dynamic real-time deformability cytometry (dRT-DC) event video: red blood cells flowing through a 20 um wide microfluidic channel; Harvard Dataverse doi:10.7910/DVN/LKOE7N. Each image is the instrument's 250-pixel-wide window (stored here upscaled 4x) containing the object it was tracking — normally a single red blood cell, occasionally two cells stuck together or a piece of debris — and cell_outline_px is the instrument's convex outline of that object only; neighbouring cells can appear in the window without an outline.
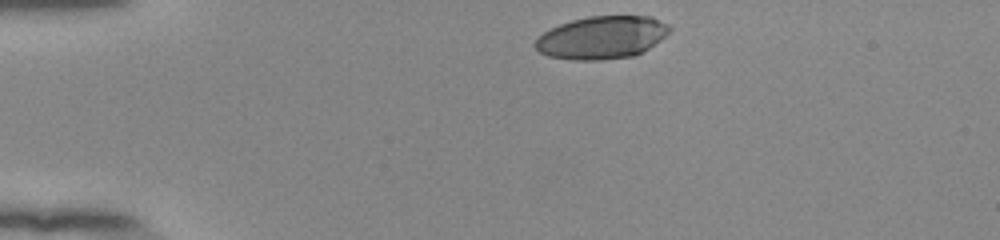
{"species": "human", "species_latin": "Homo sapiens", "temperature_condition": "room temperature", "stored_images_in_passage": 35, "camera_frame_rate_fps": 3000, "um_per_image_px": 0.085, "donor": {"sex": "female"}, "frame": {"image": 1, "passage_image": 1, "time_ms": 0.0, "image_size_px": [1000, 240], "cell_outline_px": [[672, 28], [660, 40], [636, 56], [600, 60], [572, 60], [548, 56], [540, 52], [532, 44], [544, 32], [560, 24], [572, 20], [588, 16], [652, 16], [668, 24]], "centroid_in_image_um": [51.16, 3.19], "position_along_channel_um": 33.8, "area_um2": 33.47}}
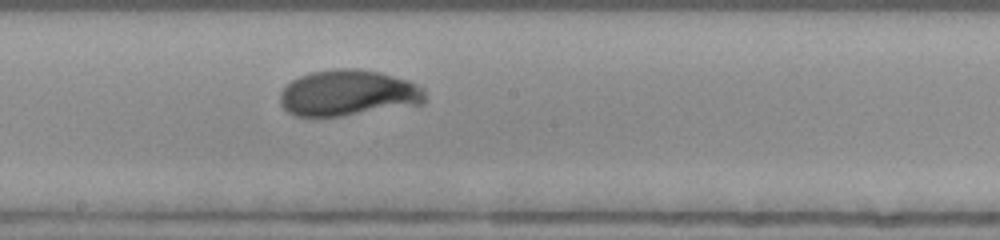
{"frame": {"image": 2, "passage_image": 20, "time_ms": 6.333, "image_size_px": [1000, 240], "cell_outline_px": [[424, 104], [344, 116], [312, 120], [296, 116], [288, 112], [280, 104], [280, 92], [292, 80], [300, 76], [312, 72], [336, 68], [356, 68], [380, 72], [408, 80], [424, 88]], "centroid_in_image_um": [29.56, 7.94], "position_along_channel_um": 218.6, "area_um2": 39.77}}
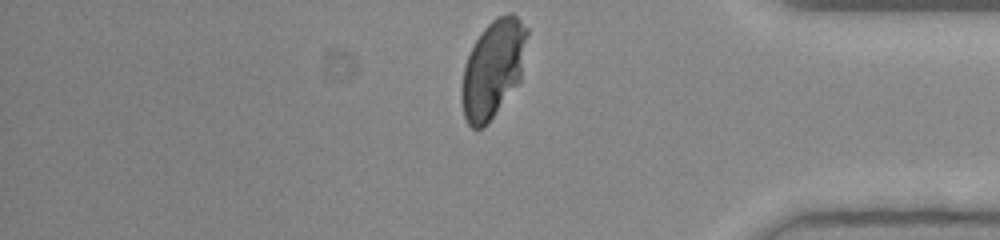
{"frame": {"image": 3, "passage_image": 35, "time_ms": 11.333, "image_size_px": [1000, 240], "cell_outline_px": [[528, 32], [520, 80], [488, 124], [484, 128], [472, 128], [468, 124], [464, 116], [460, 100], [460, 88], [464, 64], [476, 40], [484, 28], [492, 20], [508, 12], [512, 12], [528, 28]], "centroid_in_image_um": [41.88, 5.86], "position_along_channel_um": 393.3, "area_um2": 37.22}, "authors_computed_cell_mechanics": {"area_um2": 37.9746, "velocity_mm_per_s": 3.8703, "shape_relaxation_time_tau1_ms": 6.1122, "shape_relaxation_time_tau2_ms": null, "deformation_change_tau1": 0.265, "deformation_change_tau2": null}}